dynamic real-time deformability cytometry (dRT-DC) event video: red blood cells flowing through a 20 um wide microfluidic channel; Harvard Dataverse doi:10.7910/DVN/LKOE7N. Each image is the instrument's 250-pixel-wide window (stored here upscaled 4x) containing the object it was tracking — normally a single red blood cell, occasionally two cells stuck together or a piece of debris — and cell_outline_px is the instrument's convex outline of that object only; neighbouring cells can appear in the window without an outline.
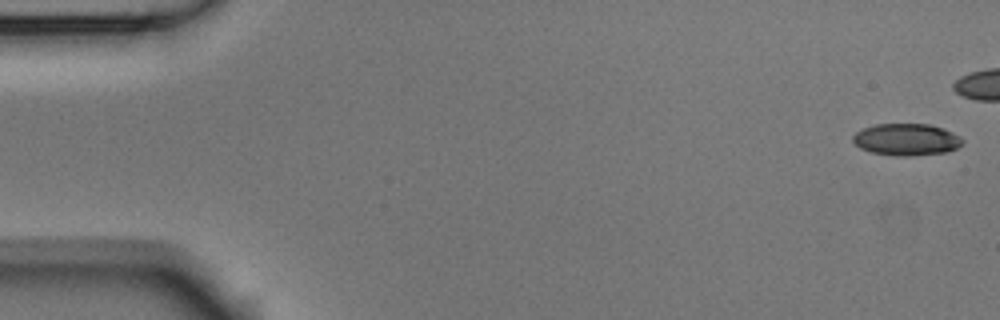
{"species": "Egyptian fruit bat (a non-hibernating species)", "species_latin": "Rousettus aegyptiacus", "temperature_condition": "room temperature", "stored_images_in_passage": 10, "camera_frame_rate_fps": 3000, "um_per_image_px": 0.085, "animal": {"sex": "male"}, "frame": {"image": 1, "passage_image": 1, "time_ms": 0.0, "image_size_px": [1000, 320], "cell_outline_px": [[964, 144], [948, 152], [912, 156], [896, 156], [872, 152], [860, 148], [852, 140], [852, 136], [856, 132], [864, 128], [876, 124], [928, 124], [944, 128], [960, 136], [964, 140]], "centroid_in_image_um": [77.08, 11.86], "position_along_channel_um": 7.9, "area_um2": 20.52}}
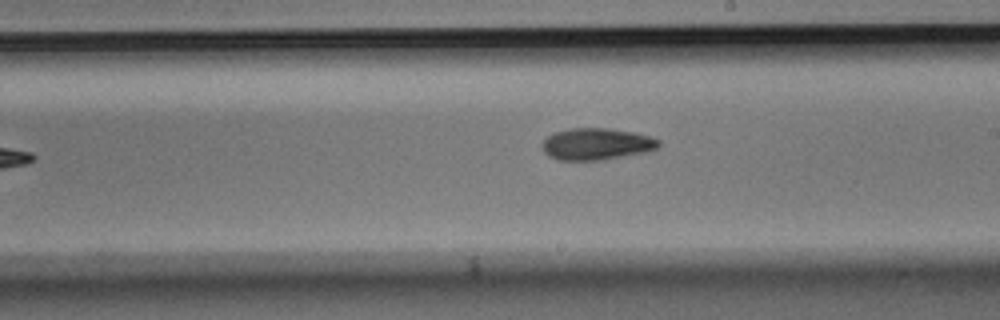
{"frame": {"image": 2, "passage_image": 10, "time_ms": 3.0, "image_size_px": [1000, 320], "cell_outline_px": [[660, 144], [656, 148], [648, 152], [604, 160], [556, 160], [548, 156], [544, 152], [544, 140], [548, 136], [556, 132], [572, 128], [608, 128], [632, 132], [648, 136], [660, 140]], "centroid_in_image_um": [50.72, 12.25], "position_along_channel_um": 238.3, "area_um2": 21.5}}